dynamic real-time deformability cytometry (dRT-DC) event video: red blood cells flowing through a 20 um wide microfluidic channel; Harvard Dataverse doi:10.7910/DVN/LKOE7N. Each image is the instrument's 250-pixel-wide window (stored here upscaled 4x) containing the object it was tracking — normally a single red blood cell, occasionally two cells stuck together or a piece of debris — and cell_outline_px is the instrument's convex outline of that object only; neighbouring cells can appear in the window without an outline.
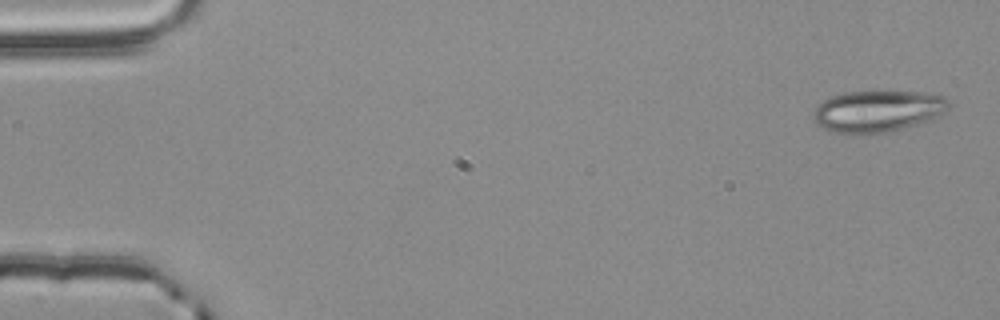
{"species": "common noctule bat (a hibernating species)", "species_latin": "Nyctalus noctula", "temperature_condition": "room temperature", "stored_images_in_passage": 4, "camera_frame_rate_fps": 3000, "um_per_image_px": 0.085, "animal": {"sex": "male", "body_mass_g": 20.4}, "frame": {"image": 1, "passage_image": 1, "time_ms": 0.0, "image_size_px": [1000, 320], "cell_outline_px": [[948, 108], [944, 112], [932, 120], [920, 124], [888, 132], [836, 132], [824, 128], [816, 120], [812, 112], [824, 100], [832, 96], [844, 92], [924, 92], [944, 96], [948, 100]], "centroid_in_image_um": [74.67, 9.43], "position_along_channel_um": 10.3, "area_um2": 32.19}}